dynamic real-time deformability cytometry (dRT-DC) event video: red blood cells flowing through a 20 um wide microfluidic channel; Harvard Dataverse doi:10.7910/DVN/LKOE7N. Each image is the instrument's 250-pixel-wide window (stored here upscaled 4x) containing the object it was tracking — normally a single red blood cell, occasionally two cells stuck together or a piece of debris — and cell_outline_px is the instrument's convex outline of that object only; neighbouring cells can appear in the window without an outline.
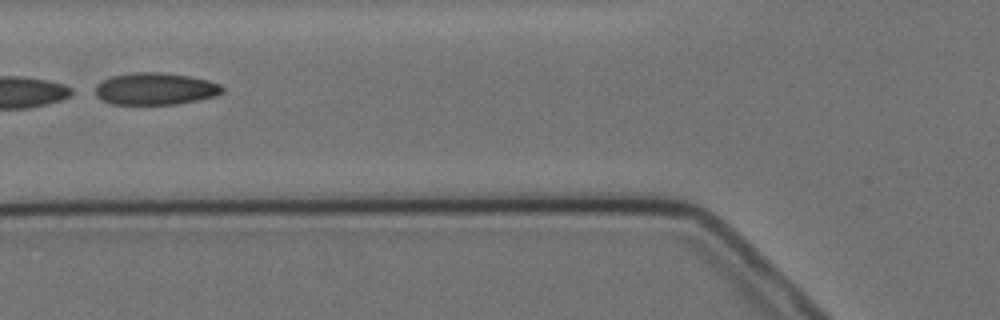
{"species": "Egyptian fruit bat (a non-hibernating species)", "species_latin": "Rousettus aegyptiacus", "temperature_condition": "cold", "stored_images_in_passage": 9, "camera_frame_rate_fps": 3000, "um_per_image_px": 0.085, "animal": {"sex": "female"}, "frame": {"image": 1, "passage_image": 6, "time_ms": 6.0, "image_size_px": [1000, 320], "cell_outline_px": [[224, 92], [216, 96], [176, 104], [112, 104], [100, 100], [96, 96], [96, 84], [112, 76], [132, 72], [160, 72], [188, 76], [208, 80], [220, 84], [224, 88]], "centroid_in_image_um": [13.2, 7.55], "position_along_channel_um": 112.6, "area_um2": 23.76}}
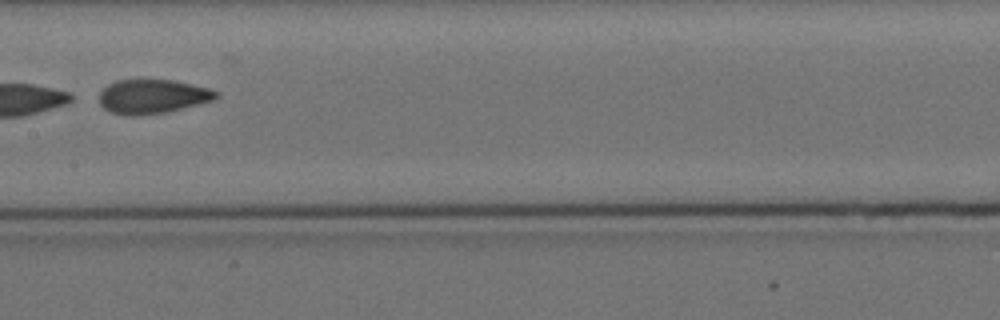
{"frame": {"image": 2, "passage_image": 8, "time_ms": 8.333, "image_size_px": [1000, 320], "cell_outline_px": [[220, 96], [216, 100], [168, 112], [132, 116], [108, 112], [100, 104], [100, 92], [108, 84], [116, 80], [172, 80], [208, 88], [216, 92]], "centroid_in_image_um": [12.97, 8.21], "position_along_channel_um": 194.4, "area_um2": 23.29}}